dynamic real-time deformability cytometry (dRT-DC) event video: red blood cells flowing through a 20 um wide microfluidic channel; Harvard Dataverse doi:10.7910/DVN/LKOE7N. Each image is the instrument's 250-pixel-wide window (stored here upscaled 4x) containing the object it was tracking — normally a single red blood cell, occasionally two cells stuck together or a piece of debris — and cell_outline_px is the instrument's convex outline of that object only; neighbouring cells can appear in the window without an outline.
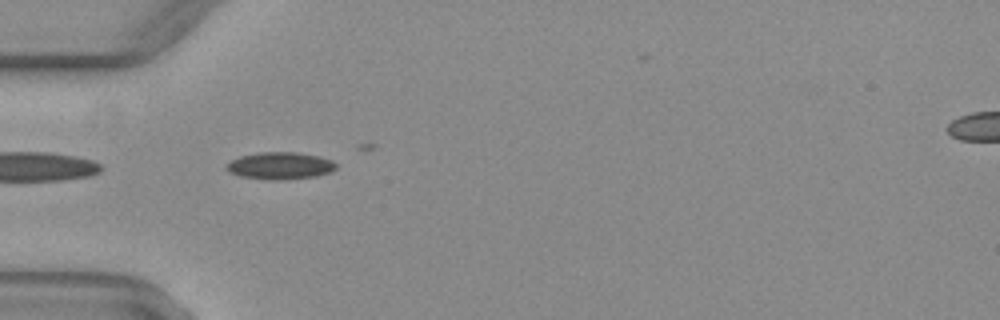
{"species": "common noctule bat (a hibernating species)", "species_latin": "Nyctalus noctula", "temperature_condition": "warm", "stored_images_in_passage": 5, "camera_frame_rate_fps": 3000, "um_per_image_px": 0.085, "animal": {"sex": "female", "body_mass_g": 29.2, "forearm_length_mm": 56.3}, "frame": {"image": 1, "passage_image": 1, "time_ms": 0.0, "image_size_px": [1000, 320], "cell_outline_px": [[336, 168], [332, 172], [316, 176], [240, 176], [228, 172], [224, 168], [232, 160], [240, 156], [256, 152], [296, 152], [320, 156], [332, 160], [336, 164]], "centroid_in_image_um": [23.83, 14.01], "position_along_channel_um": 61.2, "area_um2": 16.24}}